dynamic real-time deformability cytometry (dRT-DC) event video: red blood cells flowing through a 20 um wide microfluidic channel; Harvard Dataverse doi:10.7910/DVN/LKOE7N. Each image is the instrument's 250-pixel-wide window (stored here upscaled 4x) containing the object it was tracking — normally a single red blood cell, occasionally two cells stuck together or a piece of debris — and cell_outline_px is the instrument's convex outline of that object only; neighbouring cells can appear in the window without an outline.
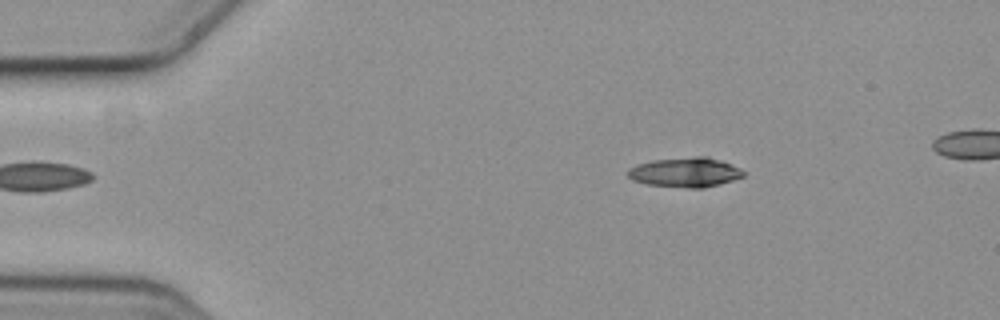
{"species": "common noctule bat (a hibernating species)", "species_latin": "Nyctalus noctula", "temperature_condition": "cold", "stored_images_in_passage": 5, "camera_frame_rate_fps": 3000, "um_per_image_px": 0.085, "animal": {"sex": "female", "body_mass_g": 19.3, "forearm_length_mm": 54.1}, "frame": {"image": 1, "passage_image": 5, "time_ms": 1.333, "image_size_px": [1000, 320], "cell_outline_px": [[744, 176], [732, 180], [704, 188], [688, 188], [648, 184], [632, 180], [628, 176], [628, 168], [636, 164], [652, 160], [692, 156], [708, 156], [720, 160], [740, 168], [744, 172]], "centroid_in_image_um": [58.23, 14.63], "position_along_channel_um": 26.8, "area_um2": 20.0}}